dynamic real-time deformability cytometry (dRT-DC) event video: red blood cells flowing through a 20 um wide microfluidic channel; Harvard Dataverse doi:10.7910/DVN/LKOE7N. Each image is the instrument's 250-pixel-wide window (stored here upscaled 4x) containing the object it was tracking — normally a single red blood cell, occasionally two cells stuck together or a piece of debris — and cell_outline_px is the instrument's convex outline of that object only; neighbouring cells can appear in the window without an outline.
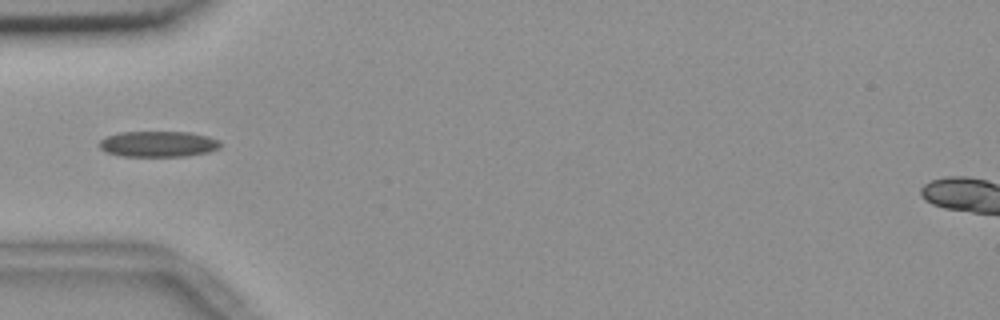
{"species": "common noctule bat (a hibernating species)", "species_latin": "Nyctalus noctula", "temperature_condition": "room temperature", "stored_images_in_passage": 6, "camera_frame_rate_fps": 3000, "um_per_image_px": 0.085, "animal": {"sex": "female", "body_mass_g": 18.4}, "frame": {"image": 1, "passage_image": 3, "time_ms": 0.667, "image_size_px": [1000, 320], "cell_outline_px": [[220, 148], [208, 152], [184, 156], [120, 156], [104, 152], [100, 148], [100, 140], [108, 136], [120, 132], [188, 132], [208, 136], [220, 140]], "centroid_in_image_um": [13.45, 12.24], "position_along_channel_um": 71.6, "area_um2": 18.21}}
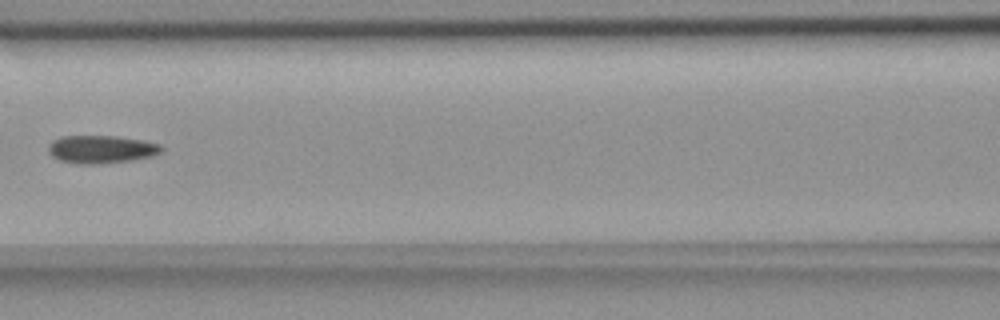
{"frame": {"image": 2, "passage_image": 5, "time_ms": 1.333, "image_size_px": [1000, 320], "cell_outline_px": [[164, 148], [160, 152], [152, 156], [132, 160], [92, 164], [76, 164], [60, 160], [52, 156], [48, 152], [48, 148], [52, 140], [60, 136], [116, 136], [144, 140], [160, 144]], "centroid_in_image_um": [8.6, 12.68], "position_along_channel_um": 158.0, "area_um2": 18.44}}
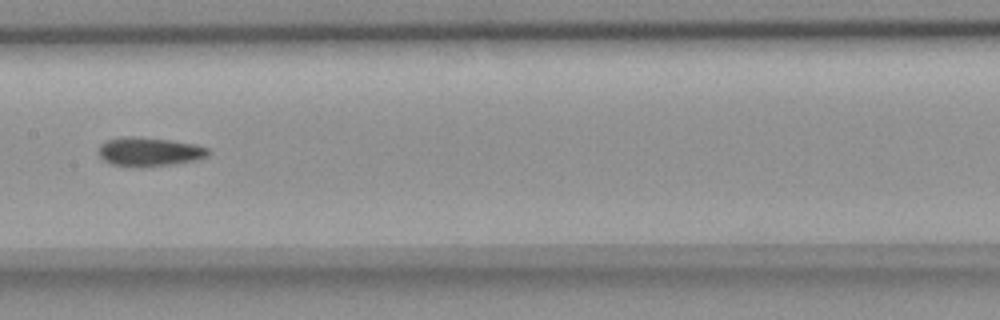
{"frame": {"image": 3, "passage_image": 6, "time_ms": 1.667, "image_size_px": [1000, 320], "cell_outline_px": [[208, 156], [196, 160], [172, 164], [112, 164], [104, 160], [100, 156], [100, 144], [108, 140], [128, 136], [132, 136], [172, 140], [192, 144], [208, 148]], "centroid_in_image_um": [12.72, 12.85], "position_along_channel_um": 194.7, "area_um2": 17.46}}